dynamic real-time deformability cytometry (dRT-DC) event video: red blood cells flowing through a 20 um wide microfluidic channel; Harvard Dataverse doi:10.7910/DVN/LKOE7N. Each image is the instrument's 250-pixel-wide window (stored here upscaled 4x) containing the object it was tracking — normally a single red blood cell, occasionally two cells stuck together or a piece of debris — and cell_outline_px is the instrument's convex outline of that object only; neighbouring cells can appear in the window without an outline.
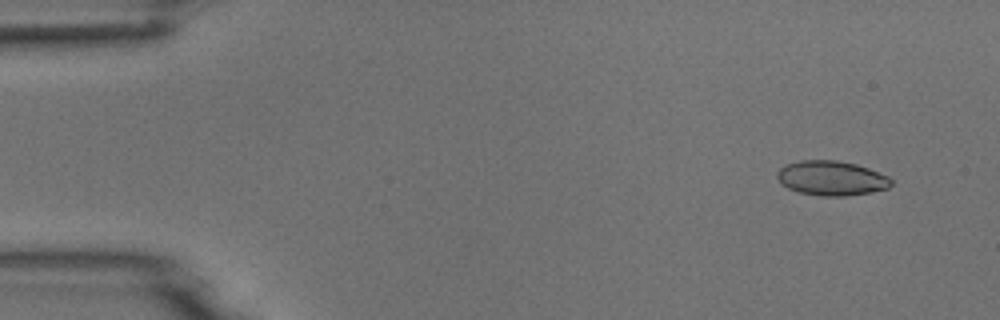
{"species": "common noctule bat (a hibernating species)", "species_latin": "Nyctalus noctula", "temperature_condition": "room temperature", "stored_images_in_passage": 48, "camera_frame_rate_fps": 3000, "um_per_image_px": 0.085, "animal": {"sex": "male", "body_mass_g": 18.8}, "frame": {"image": 1, "passage_image": 1, "time_ms": 0.0, "image_size_px": [1000, 320], "cell_outline_px": [[892, 184], [888, 188], [872, 192], [844, 196], [820, 196], [800, 192], [788, 188], [780, 184], [776, 176], [776, 172], [780, 168], [788, 164], [800, 160], [836, 160], [856, 164], [868, 168], [888, 176], [892, 180]], "centroid_in_image_um": [70.66, 15.14], "position_along_channel_um": 14.3, "area_um2": 23.06}}
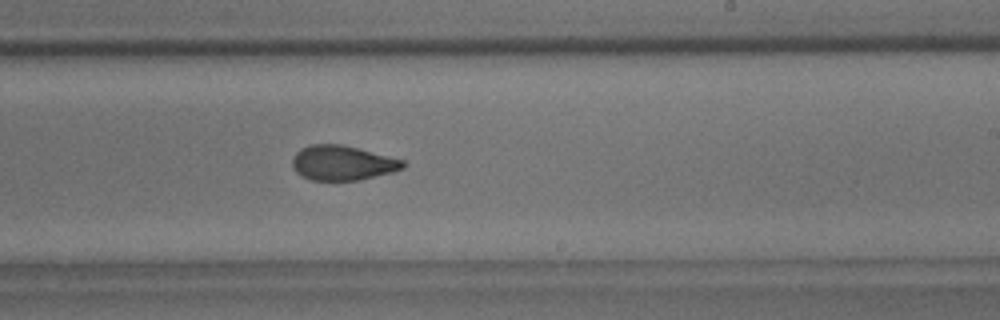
{"frame": {"image": 2, "passage_image": 28, "time_ms": 9.0, "image_size_px": [1000, 320], "cell_outline_px": [[408, 164], [404, 168], [392, 172], [360, 180], [312, 180], [296, 172], [292, 168], [292, 160], [296, 152], [300, 148], [312, 144], [340, 144], [404, 160]], "centroid_in_image_um": [29.11, 13.85], "position_along_channel_um": 259.9, "area_um2": 22.31}}
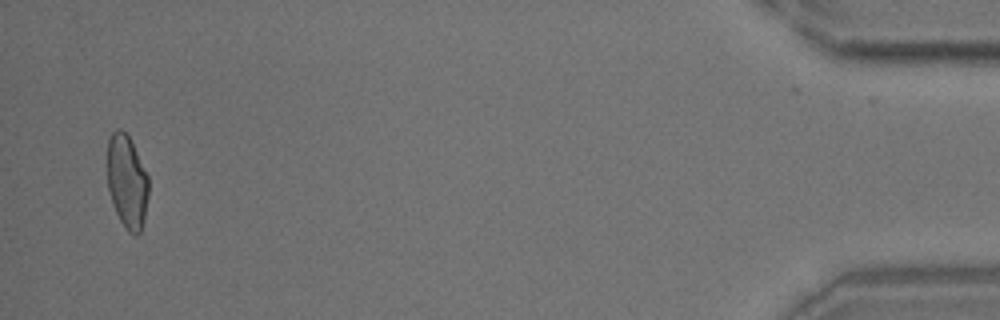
{"frame": {"image": 3, "passage_image": 47, "time_ms": 15.333, "image_size_px": [1000, 320], "cell_outline_px": [[148, 196], [144, 220], [140, 232], [136, 236], [128, 232], [124, 228], [112, 204], [108, 188], [108, 140], [112, 132], [116, 128], [120, 128], [128, 136], [148, 176]], "centroid_in_image_um": [10.79, 15.48], "position_along_channel_um": 424.4, "area_um2": 22.31}}